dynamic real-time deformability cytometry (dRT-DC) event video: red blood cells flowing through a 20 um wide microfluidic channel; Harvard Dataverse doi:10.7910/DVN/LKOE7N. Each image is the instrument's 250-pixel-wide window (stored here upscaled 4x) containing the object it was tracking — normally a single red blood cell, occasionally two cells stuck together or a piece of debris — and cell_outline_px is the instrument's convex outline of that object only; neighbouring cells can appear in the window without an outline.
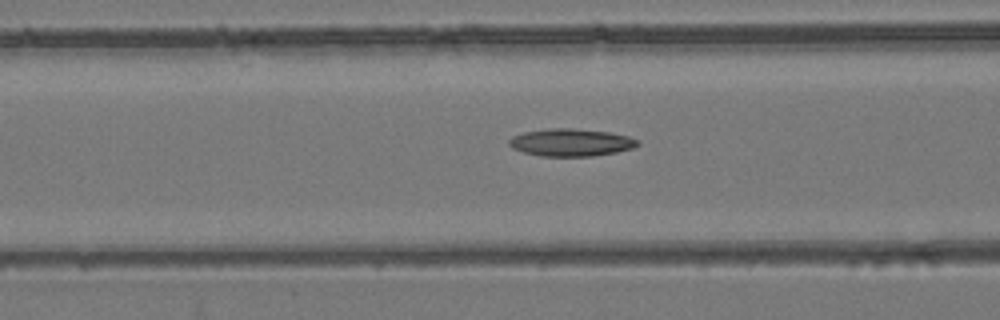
{"species": "common noctule bat (a hibernating species)", "species_latin": "Nyctalus noctula", "temperature_condition": "room temperature", "stored_images_in_passage": 54, "camera_frame_rate_fps": 3000, "um_per_image_px": 0.085, "animal": {"sex": "female", "body_mass_g": 24.6, "forearm_length_mm": 56.2}, "frame": {"image": 1, "passage_image": 22, "time_ms": 7.0, "image_size_px": [1000, 320], "cell_outline_px": [[640, 144], [632, 148], [616, 152], [592, 156], [540, 156], [524, 152], [512, 148], [508, 144], [508, 140], [512, 136], [524, 132], [552, 128], [572, 128], [608, 132], [628, 136], [640, 140]], "centroid_in_image_um": [48.53, 12.11], "position_along_channel_um": 118.1, "area_um2": 20.58}}
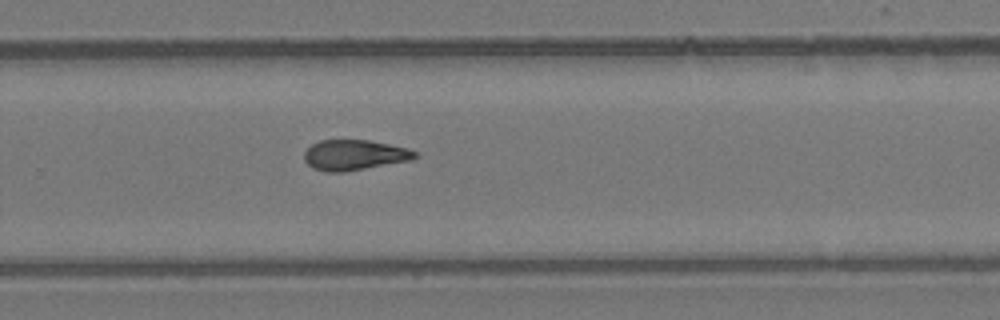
{"frame": {"image": 2, "passage_image": 36, "time_ms": 11.667, "image_size_px": [1000, 320], "cell_outline_px": [[420, 156], [412, 160], [344, 172], [328, 172], [312, 168], [304, 160], [304, 152], [312, 144], [320, 140], [368, 140], [408, 148], [416, 152]], "centroid_in_image_um": [30.13, 13.18], "position_along_channel_um": 299.7, "area_um2": 19.65}}
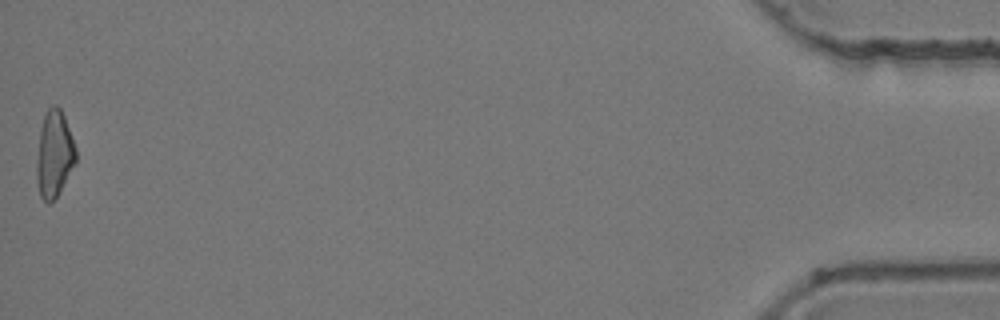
{"frame": {"image": 3, "passage_image": 54, "time_ms": 17.667, "image_size_px": [1000, 320], "cell_outline_px": [[76, 164], [56, 196], [48, 204], [40, 196], [36, 180], [36, 164], [40, 128], [44, 112], [52, 104], [56, 104], [60, 108], [64, 116], [76, 148]], "centroid_in_image_um": [4.6, 13.06], "position_along_channel_um": 430.6, "area_um2": 19.88}, "authors_computed_cell_mechanics": {"area_um2": 19.8543, "velocity_mm_per_s": 3.9043, "shape_relaxation_time_tau1_ms": null, "shape_relaxation_time_tau2_ms": 4.7461, "deformation_change_tau1": null, "deformation_change_tau2": 0.1413}}